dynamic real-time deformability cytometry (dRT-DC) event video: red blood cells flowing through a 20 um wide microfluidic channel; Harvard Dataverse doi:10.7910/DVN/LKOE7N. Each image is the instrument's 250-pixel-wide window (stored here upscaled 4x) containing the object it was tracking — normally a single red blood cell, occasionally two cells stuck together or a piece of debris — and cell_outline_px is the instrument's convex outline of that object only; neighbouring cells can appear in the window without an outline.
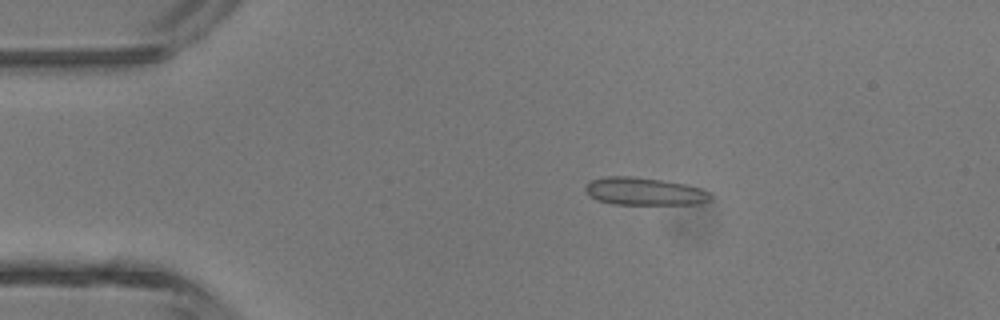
{"species": "common noctule bat (a hibernating species)", "species_latin": "Nyctalus noctula", "temperature_condition": "room temperature", "stored_images_in_passage": 4, "camera_frame_rate_fps": 3000, "um_per_image_px": 0.085, "animal": {"sex": "male", "body_mass_g": 13.3}, "frame": {"image": 1, "passage_image": 3, "time_ms": 2.333, "image_size_px": [1000, 320], "cell_outline_px": [[712, 200], [696, 204], [612, 204], [596, 200], [588, 196], [584, 188], [584, 184], [592, 180], [604, 176], [632, 176], [660, 180], [684, 184], [700, 188], [708, 192], [712, 196]], "centroid_in_image_um": [54.71, 16.27], "position_along_channel_um": 30.3, "area_um2": 20.29}}